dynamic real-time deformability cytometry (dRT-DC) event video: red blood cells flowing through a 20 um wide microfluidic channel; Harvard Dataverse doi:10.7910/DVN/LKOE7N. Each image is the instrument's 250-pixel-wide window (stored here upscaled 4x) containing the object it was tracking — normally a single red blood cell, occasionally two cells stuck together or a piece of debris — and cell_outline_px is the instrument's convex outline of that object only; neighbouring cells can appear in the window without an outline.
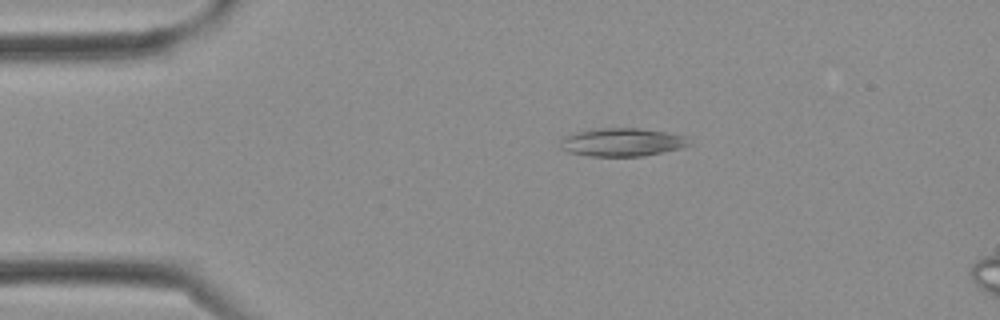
{"species": "Egyptian fruit bat (a non-hibernating species)", "species_latin": "Rousettus aegyptiacus", "temperature_condition": "cold", "stored_images_in_passage": 3, "camera_frame_rate_fps": 3000, "um_per_image_px": 0.085, "frame": {"image": 1, "passage_image": 1, "time_ms": 0.0, "image_size_px": [1000, 320], "cell_outline_px": [[692, 144], [680, 148], [644, 156], [588, 156], [568, 152], [560, 148], [560, 140], [564, 136], [576, 132], [596, 128], [640, 128], [688, 136]], "centroid_in_image_um": [52.87, 12.08], "position_along_channel_um": 32.1, "area_um2": 21.33}}